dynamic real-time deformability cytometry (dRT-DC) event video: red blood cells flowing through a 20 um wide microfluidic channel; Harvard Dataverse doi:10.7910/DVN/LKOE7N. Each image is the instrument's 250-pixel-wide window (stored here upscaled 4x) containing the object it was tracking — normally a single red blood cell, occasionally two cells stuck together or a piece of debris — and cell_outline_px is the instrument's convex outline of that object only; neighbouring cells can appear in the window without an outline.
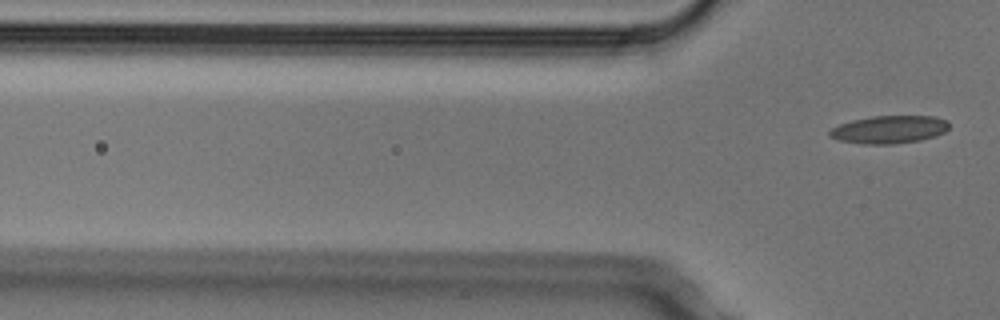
{"species": "Egyptian fruit bat (a non-hibernating species)", "species_latin": "Rousettus aegyptiacus", "temperature_condition": "cold", "stored_images_in_passage": 6, "segment_of_instrument_passage": [2, 2], "camera_frame_rate_fps": 3000, "um_per_image_px": 0.085, "animal": {"sex": "male"}, "frame": {"image": 1, "passage_image": 6, "time_ms": 1.667, "image_size_px": [1000, 320], "cell_outline_px": [[948, 128], [944, 132], [920, 140], [892, 144], [864, 144], [840, 140], [828, 136], [828, 132], [832, 128], [840, 124], [852, 120], [872, 116], [936, 116], [948, 120]], "centroid_in_image_um": [75.57, 11.0], "position_along_channel_um": 50.2, "area_um2": 19.25}}